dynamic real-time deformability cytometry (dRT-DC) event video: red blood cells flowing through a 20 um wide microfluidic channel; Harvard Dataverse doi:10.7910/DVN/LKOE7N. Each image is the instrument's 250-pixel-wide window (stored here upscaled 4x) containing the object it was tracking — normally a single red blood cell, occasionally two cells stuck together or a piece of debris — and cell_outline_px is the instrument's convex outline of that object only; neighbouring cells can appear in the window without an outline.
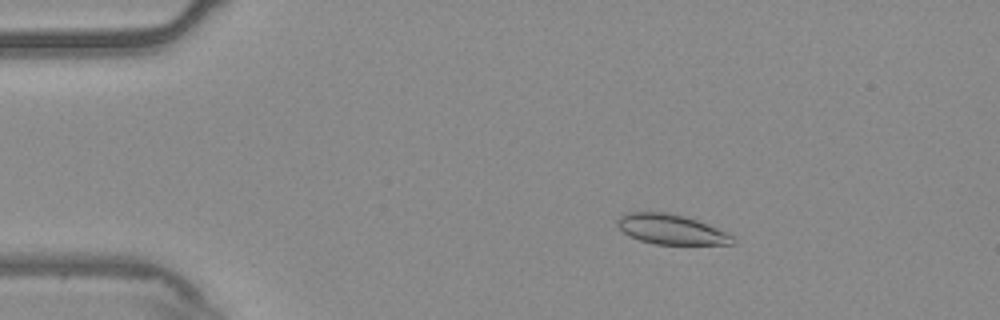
{"species": "common noctule bat (a hibernating species)", "species_latin": "Nyctalus noctula", "temperature_condition": "warm", "stored_images_in_passage": 54, "camera_frame_rate_fps": 3000, "um_per_image_px": 0.085, "animal": {"sex": "male", "body_mass_g": 20.4}, "frame": {"image": 1, "passage_image": 9, "time_ms": 2.667, "image_size_px": [1000, 320], "cell_outline_px": [[736, 240], [732, 244], [656, 244], [640, 240], [628, 236], [616, 224], [616, 220], [624, 212], [668, 212], [684, 216], [708, 224], [732, 236]], "centroid_in_image_um": [56.99, 19.48], "position_along_channel_um": 28.0, "area_um2": 20.0}}
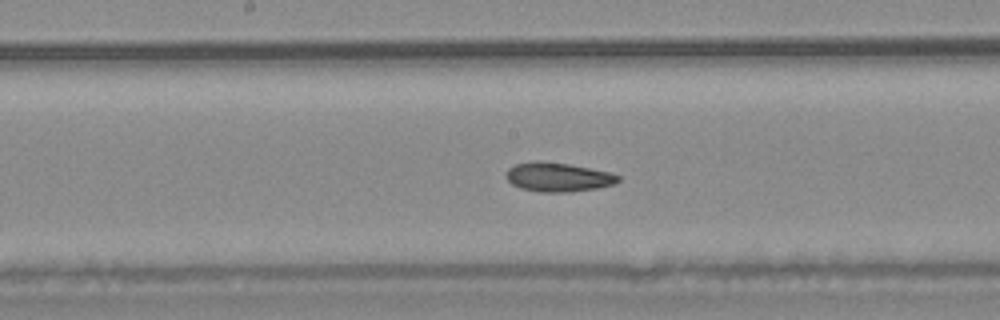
{"frame": {"image": 2, "passage_image": 28, "time_ms": 9.0, "image_size_px": [1000, 320], "cell_outline_px": [[620, 180], [616, 184], [596, 188], [568, 192], [540, 192], [520, 188], [512, 184], [504, 176], [508, 168], [516, 164], [536, 160], [568, 164], [612, 172], [620, 176]], "centroid_in_image_um": [47.44, 15.05], "position_along_channel_um": 200.8, "area_um2": 19.13}}
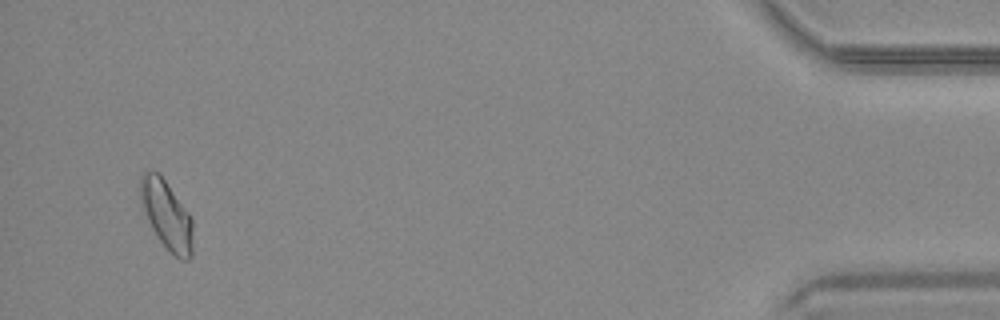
{"frame": {"image": 3, "passage_image": 52, "time_ms": 17.0, "image_size_px": [1000, 320], "cell_outline_px": [[192, 256], [188, 260], [180, 260], [156, 236], [140, 208], [140, 176], [144, 172], [160, 172], [192, 216]], "centroid_in_image_um": [14.15, 18.23], "position_along_channel_um": 421.1, "area_um2": 21.39}, "authors_computed_cell_mechanics": {"area_um2": 19.3341, "velocity_mm_per_s": 3.7196, "shape_relaxation_time_tau1_ms": 10.1969, "shape_relaxation_time_tau2_ms": 3.9749, "deformation_change_tau1": 0.1398, "deformation_change_tau2": 0.0812}}